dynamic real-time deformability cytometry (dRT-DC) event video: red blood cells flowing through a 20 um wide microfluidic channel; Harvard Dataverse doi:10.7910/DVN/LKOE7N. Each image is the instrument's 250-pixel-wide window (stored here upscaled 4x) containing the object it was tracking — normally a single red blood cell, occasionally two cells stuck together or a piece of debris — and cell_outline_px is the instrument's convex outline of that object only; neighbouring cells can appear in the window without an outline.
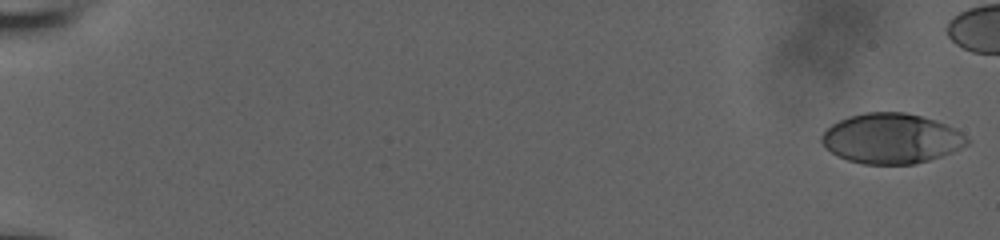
{"species": "human", "species_latin": "Homo sapiens", "temperature_condition": "room temperature", "stored_images_in_passage": 25, "camera_frame_rate_fps": 3000, "um_per_image_px": 0.085, "donor": {"sex": "male"}, "frame": {"image": 1, "passage_image": 1, "time_ms": 0.0, "image_size_px": [1000, 240], "cell_outline_px": [[968, 144], [952, 152], [928, 160], [912, 164], [864, 164], [848, 160], [836, 156], [824, 148], [820, 140], [820, 136], [832, 124], [848, 116], [864, 112], [904, 112], [936, 120], [956, 128], [968, 140]], "centroid_in_image_um": [75.72, 11.77], "position_along_channel_um": 9.3, "area_um2": 42.48}}
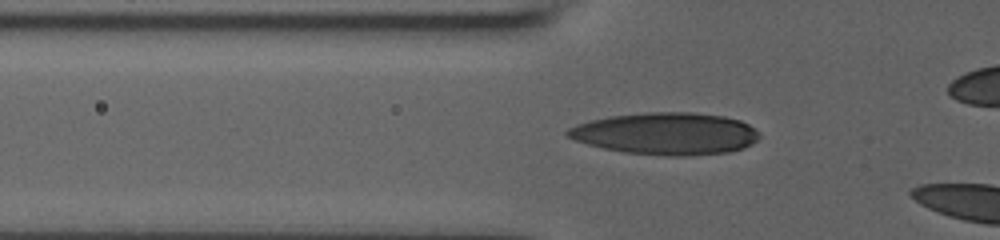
{"frame": {"image": 2, "passage_image": 22, "time_ms": 7.0, "image_size_px": [1000, 240], "cell_outline_px": [[760, 136], [752, 144], [744, 148], [728, 152], [684, 156], [668, 156], [624, 152], [604, 148], [588, 144], [576, 140], [568, 136], [564, 132], [568, 128], [576, 124], [608, 116], [648, 112], [692, 112], [724, 116], [740, 120], [748, 124]], "centroid_in_image_um": [56.6, 11.35], "position_along_channel_um": 69.2, "area_um2": 46.88}}